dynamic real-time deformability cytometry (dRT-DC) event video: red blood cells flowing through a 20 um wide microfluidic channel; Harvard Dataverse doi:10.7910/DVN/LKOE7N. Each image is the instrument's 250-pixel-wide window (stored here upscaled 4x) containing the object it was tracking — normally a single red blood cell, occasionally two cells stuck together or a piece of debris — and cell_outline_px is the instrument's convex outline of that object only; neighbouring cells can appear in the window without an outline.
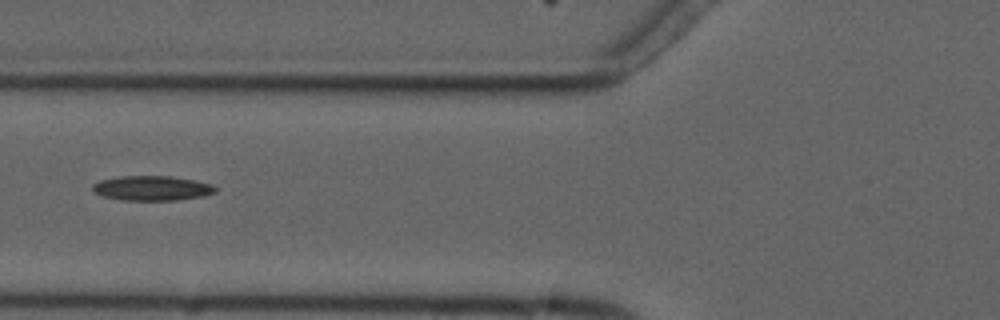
{"species": "common noctule bat (a hibernating species)", "species_latin": "Nyctalus noctula", "temperature_condition": "cold", "stored_images_in_passage": 6, "camera_frame_rate_fps": 3000, "um_per_image_px": 0.085, "animal": {"sex": "male", "forearm_length_mm": 52.5}, "frame": {"image": 1, "passage_image": 6, "time_ms": 6.667, "image_size_px": [1000, 320], "cell_outline_px": [[216, 192], [204, 196], [176, 200], [124, 200], [104, 196], [92, 192], [92, 184], [100, 180], [120, 176], [172, 176], [212, 184], [216, 188]], "centroid_in_image_um": [12.9, 15.99], "position_along_channel_um": 112.9, "area_um2": 17.69}}